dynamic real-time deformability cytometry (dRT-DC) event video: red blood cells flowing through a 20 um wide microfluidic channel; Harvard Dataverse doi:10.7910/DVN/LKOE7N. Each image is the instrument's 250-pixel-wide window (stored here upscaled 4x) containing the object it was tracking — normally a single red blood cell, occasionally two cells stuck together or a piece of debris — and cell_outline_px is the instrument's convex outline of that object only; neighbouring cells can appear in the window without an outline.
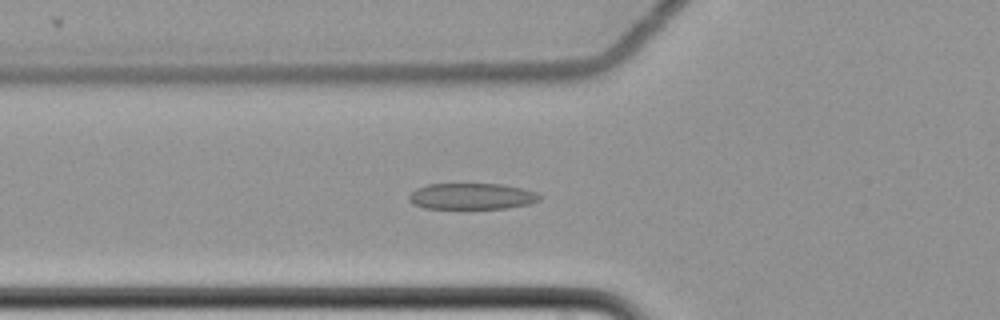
{"species": "common noctule bat (a hibernating species)", "species_latin": "Nyctalus noctula", "temperature_condition": "cold", "stored_images_in_passage": 62, "camera_frame_rate_fps": 3000, "um_per_image_px": 0.085, "animal": {"sex": "female", "body_mass_g": 22.7, "forearm_length_mm": 54.2}, "frame": {"image": 1, "passage_image": 24, "time_ms": 7.667, "image_size_px": [1000, 320], "cell_outline_px": [[540, 200], [528, 204], [508, 208], [424, 208], [412, 204], [408, 200], [408, 196], [416, 188], [428, 184], [500, 184], [520, 188], [536, 192], [540, 196]], "centroid_in_image_um": [40.06, 16.68], "position_along_channel_um": 85.7, "area_um2": 19.83}}
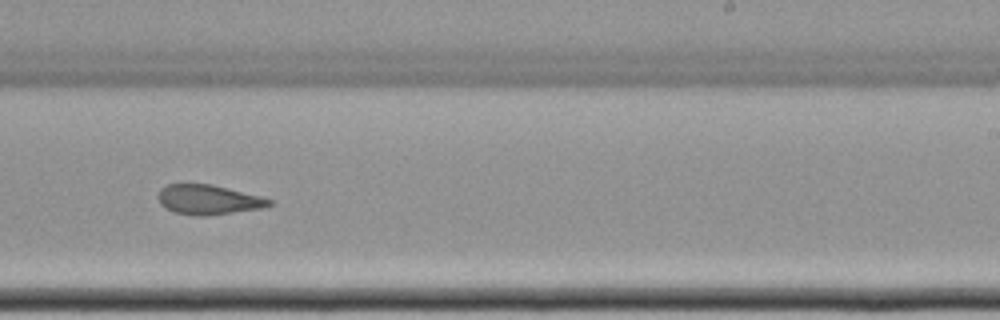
{"frame": {"image": 2, "passage_image": 40, "time_ms": 13.0, "image_size_px": [1000, 320], "cell_outline_px": [[272, 204], [260, 208], [204, 216], [196, 216], [176, 212], [164, 208], [160, 204], [160, 188], [168, 184], [212, 184], [260, 196], [272, 200]], "centroid_in_image_um": [17.69, 16.97], "position_along_channel_um": 271.3, "area_um2": 18.9}}
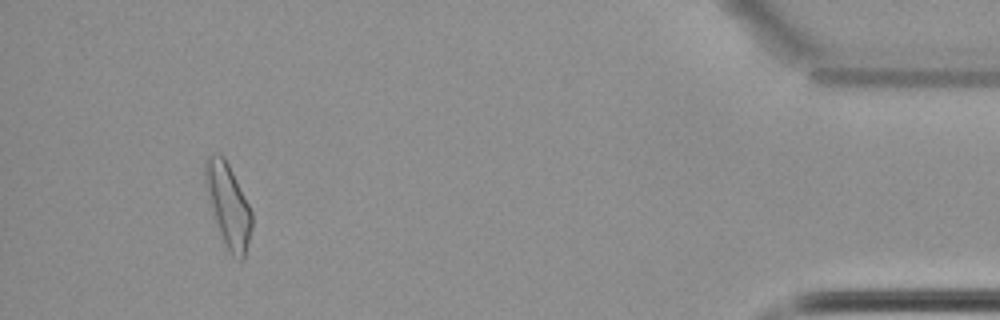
{"frame": {"image": 3, "passage_image": 58, "time_ms": 19.0, "image_size_px": [1000, 320], "cell_outline_px": [[252, 228], [244, 260], [240, 260], [232, 256], [224, 240], [212, 212], [204, 184], [204, 160], [208, 152], [216, 152], [224, 156], [252, 212]], "centroid_in_image_um": [19.37, 17.38], "position_along_channel_um": 415.8, "area_um2": 22.48}, "authors_computed_cell_mechanics": {"area_um2": 20.9814, "velocity_mm_per_s": 3.4839, "shape_relaxation_time_tau1_ms": null, "shape_relaxation_time_tau2_ms": 2.9802, "deformation_change_tau1": null, "deformation_change_tau2": 0.0827}}